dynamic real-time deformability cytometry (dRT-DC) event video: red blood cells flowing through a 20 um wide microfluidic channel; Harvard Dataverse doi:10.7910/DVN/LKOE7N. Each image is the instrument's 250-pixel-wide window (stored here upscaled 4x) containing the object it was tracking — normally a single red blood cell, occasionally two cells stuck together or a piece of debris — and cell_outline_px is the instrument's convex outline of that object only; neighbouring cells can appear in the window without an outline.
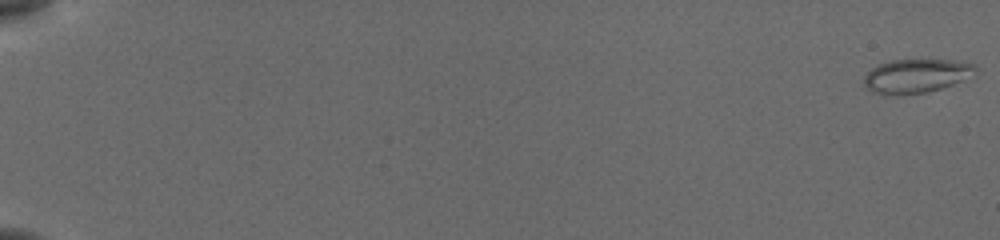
{"species": "common noctule bat (a hibernating species)", "species_latin": "Nyctalus noctula", "temperature_condition": "cold", "stored_images_in_passage": 5, "segment_of_instrument_passage": [2, 2], "camera_frame_rate_fps": 3000, "um_per_image_px": 0.085, "animal": {"sex": "female", "body_mass_g": 19.5, "forearm_length_mm": 54.1}, "frame": {"image": 1, "passage_image": 5, "time_ms": 1.333, "image_size_px": [1000, 240], "cell_outline_px": [[976, 68], [960, 80], [952, 84], [928, 92], [884, 96], [872, 92], [864, 84], [864, 76], [872, 68], [880, 64], [892, 60], [952, 60], [976, 64]], "centroid_in_image_um": [77.78, 6.46], "position_along_channel_um": 7.2, "area_um2": 21.56}}